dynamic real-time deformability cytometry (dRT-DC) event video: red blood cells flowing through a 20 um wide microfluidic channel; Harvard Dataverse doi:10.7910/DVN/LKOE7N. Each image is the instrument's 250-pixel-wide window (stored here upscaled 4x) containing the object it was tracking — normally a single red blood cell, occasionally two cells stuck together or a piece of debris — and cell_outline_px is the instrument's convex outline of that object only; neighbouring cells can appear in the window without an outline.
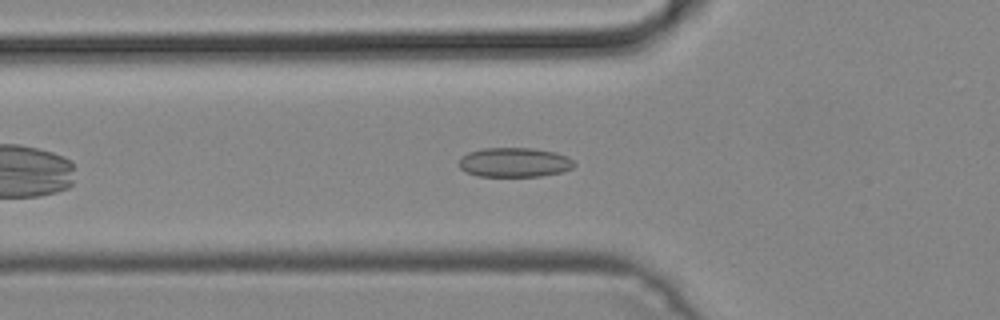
{"species": "common noctule bat (a hibernating species)", "species_latin": "Nyctalus noctula", "temperature_condition": "cold", "stored_images_in_passage": 40, "camera_frame_rate_fps": 3000, "um_per_image_px": 0.085, "animal": {"sex": "male", "body_mass_g": 19.2, "forearm_length_mm": 51.8}, "frame": {"image": 1, "passage_image": 8, "time_ms": 2.333, "image_size_px": [1000, 320], "cell_outline_px": [[576, 164], [572, 168], [560, 172], [540, 176], [480, 176], [468, 172], [460, 168], [460, 156], [468, 152], [484, 148], [532, 148], [556, 152], [568, 156]], "centroid_in_image_um": [43.74, 13.79], "position_along_channel_um": 82.1, "area_um2": 19.71}}
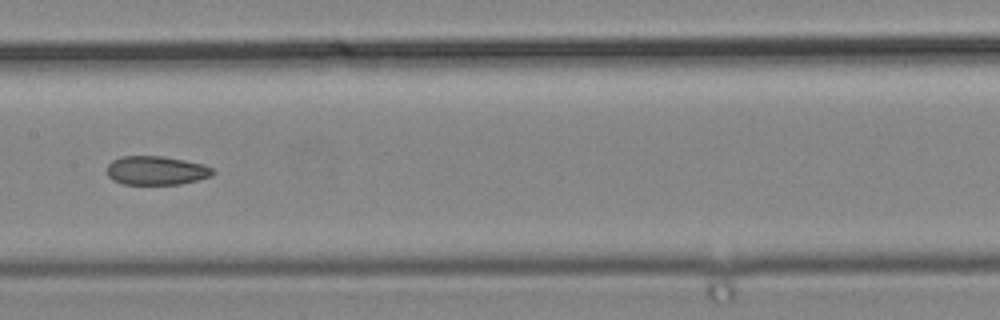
{"frame": {"image": 2, "passage_image": 16, "time_ms": 5.0, "image_size_px": [1000, 320], "cell_outline_px": [[216, 172], [212, 176], [180, 184], [124, 184], [112, 180], [108, 176], [108, 164], [112, 160], [120, 156], [164, 156], [204, 164], [212, 168]], "centroid_in_image_um": [13.29, 14.48], "position_along_channel_um": 194.1, "area_um2": 17.86}}
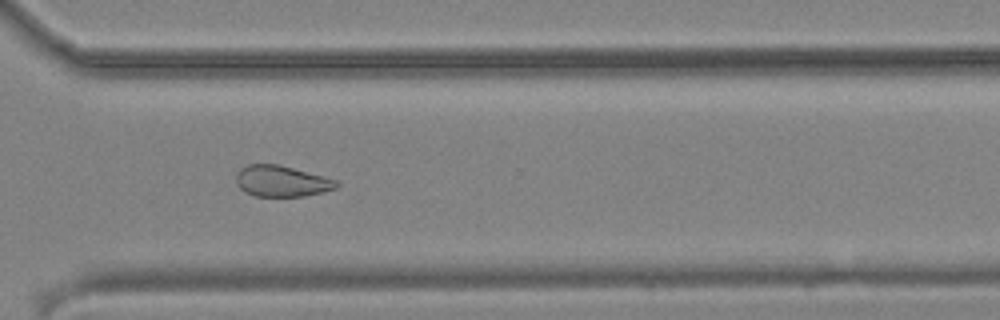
{"frame": {"image": 3, "passage_image": 27, "time_ms": 8.667, "image_size_px": [1000, 320], "cell_outline_px": [[340, 184], [336, 188], [324, 192], [304, 196], [256, 196], [244, 192], [236, 184], [236, 172], [240, 168], [248, 164], [276, 164], [292, 168], [336, 180]], "centroid_in_image_um": [23.9, 15.4], "position_along_channel_um": 346.7, "area_um2": 18.09}}